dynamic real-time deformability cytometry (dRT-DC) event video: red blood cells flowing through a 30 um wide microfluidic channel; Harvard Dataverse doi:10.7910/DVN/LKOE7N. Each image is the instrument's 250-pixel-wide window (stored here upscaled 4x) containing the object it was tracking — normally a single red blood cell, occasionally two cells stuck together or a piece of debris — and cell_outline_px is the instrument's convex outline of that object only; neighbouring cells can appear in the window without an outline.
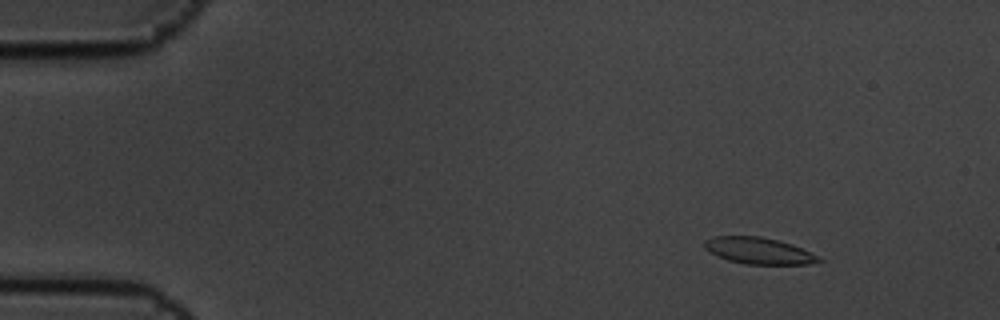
{"species": "common noctule bat (a hibernating species)", "species_latin": "Nyctalus noctula", "temperature_condition": "cold", "stored_images_in_passage": 5, "camera_frame_rate_fps": 3000, "um_per_image_px": 0.085, "animal": {"sex": "male", "body_mass_g": 19.5, "forearm_length_mm": 54.6}, "frame": {"image": 1, "passage_image": 2, "time_ms": 0.333, "image_size_px": [1000, 320], "cell_outline_px": [[824, 260], [808, 264], [744, 264], [728, 260], [716, 256], [708, 252], [704, 248], [704, 240], [712, 236], [760, 236], [792, 244], [820, 256]], "centroid_in_image_um": [64.46, 21.31], "position_along_channel_um": 20.5, "area_um2": 17.8}}
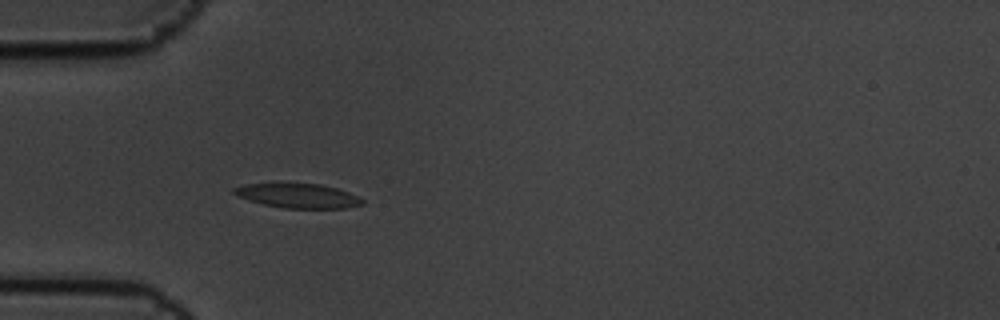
{"frame": {"image": 2, "passage_image": 5, "time_ms": 1.333, "image_size_px": [1000, 320], "cell_outline_px": [[364, 204], [344, 208], [284, 208], [264, 204], [240, 196], [232, 192], [232, 188], [244, 184], [280, 180], [320, 184], [336, 188], [348, 192], [364, 200]], "centroid_in_image_um": [25.27, 16.58], "position_along_channel_um": 59.7, "area_um2": 18.9}}